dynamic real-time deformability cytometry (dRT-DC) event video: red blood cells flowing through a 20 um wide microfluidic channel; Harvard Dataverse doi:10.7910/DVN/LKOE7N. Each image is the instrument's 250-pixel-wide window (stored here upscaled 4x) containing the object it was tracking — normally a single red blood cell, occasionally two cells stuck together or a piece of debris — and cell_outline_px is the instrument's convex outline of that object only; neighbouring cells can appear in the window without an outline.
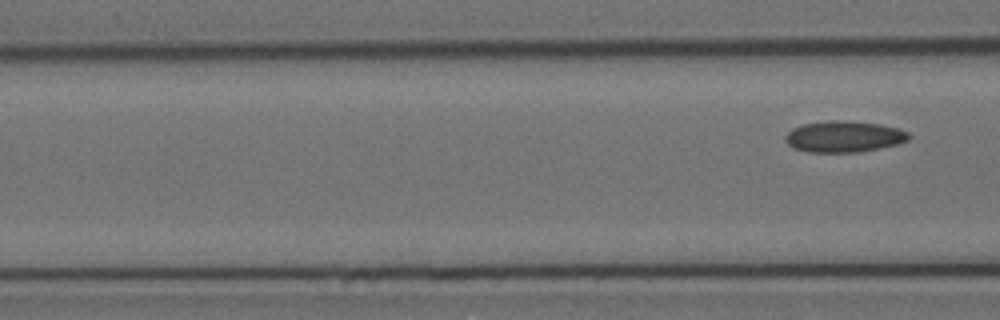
{"species": "Egyptian fruit bat (a non-hibernating species)", "species_latin": "Rousettus aegyptiacus", "temperature_condition": "cold", "stored_images_in_passage": 7, "segment_of_instrument_passage": [2, 2], "camera_frame_rate_fps": 3000, "um_per_image_px": 0.085, "animal": {"sex": "female"}, "frame": {"image": 1, "passage_image": 7, "time_ms": 8.333, "image_size_px": [1000, 320], "cell_outline_px": [[912, 136], [908, 140], [896, 144], [856, 152], [808, 152], [796, 148], [788, 144], [784, 140], [784, 136], [792, 128], [804, 124], [832, 120], [848, 120], [880, 124], [896, 128], [908, 132]], "centroid_in_image_um": [71.72, 11.6], "position_along_channel_um": 94.9, "area_um2": 22.31}}